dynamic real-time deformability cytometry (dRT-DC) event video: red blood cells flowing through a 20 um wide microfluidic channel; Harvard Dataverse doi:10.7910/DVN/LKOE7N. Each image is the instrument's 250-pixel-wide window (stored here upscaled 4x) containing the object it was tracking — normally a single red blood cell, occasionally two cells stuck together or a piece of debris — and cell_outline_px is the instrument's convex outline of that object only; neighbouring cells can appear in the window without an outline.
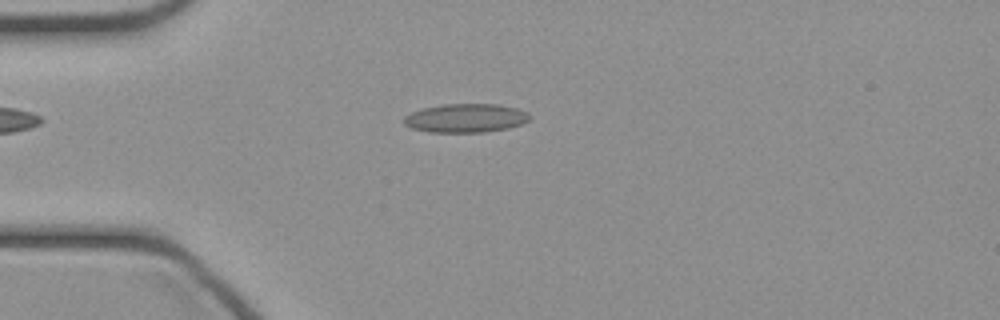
{"species": "common noctule bat (a hibernating species)", "species_latin": "Nyctalus noctula", "temperature_condition": "cold", "stored_images_in_passage": 46, "camera_frame_rate_fps": 3000, "um_per_image_px": 0.085, "animal": {"sex": "female", "body_mass_g": 21.9}, "frame": {"image": 1, "passage_image": 11, "time_ms": 3.333, "image_size_px": [1000, 320], "cell_outline_px": [[528, 120], [520, 124], [508, 128], [484, 132], [428, 132], [412, 128], [404, 124], [404, 116], [412, 112], [424, 108], [444, 104], [496, 104], [516, 108], [528, 112]], "centroid_in_image_um": [39.56, 10.04], "position_along_channel_um": 45.4, "area_um2": 20.87}}
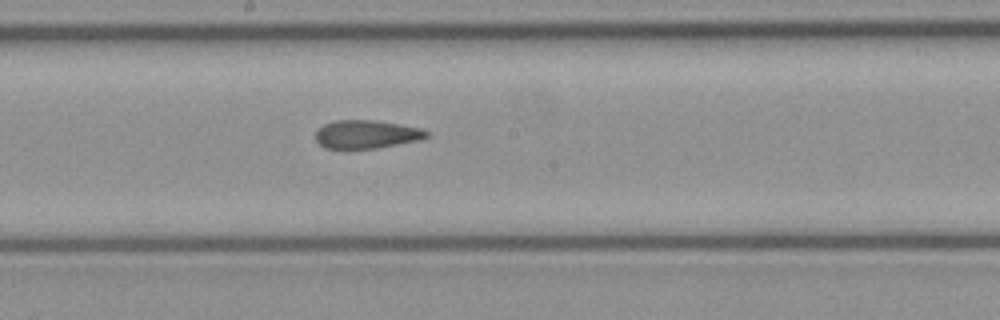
{"frame": {"image": 2, "passage_image": 24, "time_ms": 7.667, "image_size_px": [1000, 320], "cell_outline_px": [[432, 136], [416, 140], [376, 148], [324, 148], [316, 140], [316, 132], [324, 124], [332, 120], [376, 120], [400, 124], [420, 128], [428, 132]], "centroid_in_image_um": [31.14, 11.4], "position_along_channel_um": 217.1, "area_um2": 18.15}}
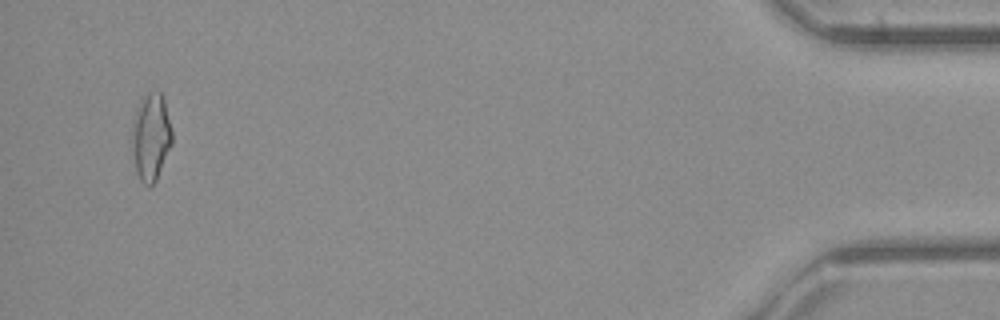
{"frame": {"image": 3, "passage_image": 44, "time_ms": 14.333, "image_size_px": [1000, 320], "cell_outline_px": [[172, 144], [156, 180], [152, 184], [144, 184], [140, 180], [136, 172], [128, 140], [136, 108], [140, 100], [148, 92], [160, 92], [164, 100], [172, 128]], "centroid_in_image_um": [12.78, 11.64], "position_along_channel_um": 422.4, "area_um2": 20.92}}